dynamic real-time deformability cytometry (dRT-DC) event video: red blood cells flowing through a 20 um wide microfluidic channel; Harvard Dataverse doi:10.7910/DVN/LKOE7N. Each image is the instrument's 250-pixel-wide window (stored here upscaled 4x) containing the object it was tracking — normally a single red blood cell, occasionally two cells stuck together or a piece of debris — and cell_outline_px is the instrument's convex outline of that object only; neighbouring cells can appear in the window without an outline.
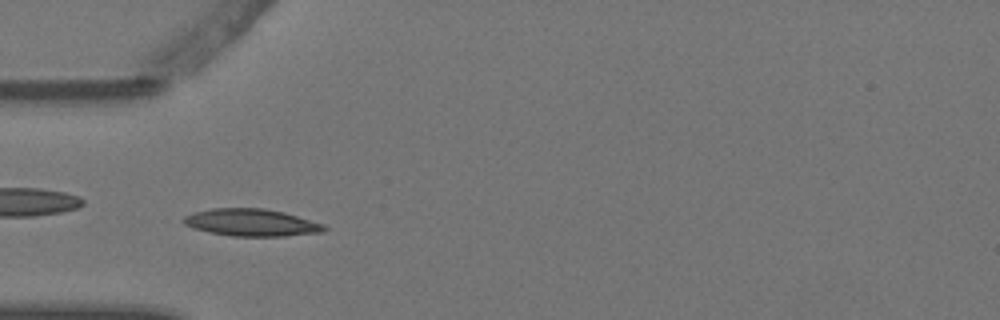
{"species": "Egyptian fruit bat (a non-hibernating species)", "species_latin": "Rousettus aegyptiacus", "temperature_condition": "warm", "stored_images_in_passage": 5, "camera_frame_rate_fps": 3000, "um_per_image_px": 0.085, "animal": {"sex": "female"}, "frame": {"image": 1, "passage_image": 4, "time_ms": 1.0, "image_size_px": [1000, 320], "cell_outline_px": [[328, 228], [324, 232], [284, 236], [232, 236], [208, 232], [184, 224], [180, 220], [184, 216], [192, 212], [212, 208], [264, 208], [284, 212], [324, 224]], "centroid_in_image_um": [21.36, 18.91], "position_along_channel_um": 63.6, "area_um2": 22.43}}
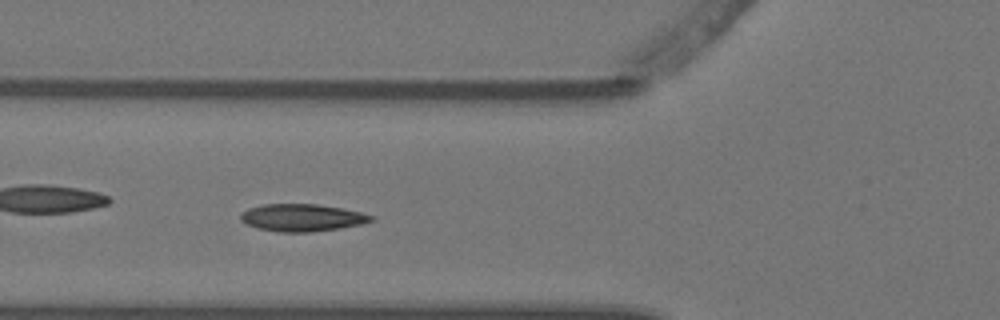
{"frame": {"image": 2, "passage_image": 5, "time_ms": 1.333, "image_size_px": [1000, 320], "cell_outline_px": [[376, 220], [360, 224], [340, 228], [312, 232], [280, 232], [260, 228], [248, 224], [240, 220], [240, 216], [248, 208], [264, 204], [316, 204], [340, 208], [360, 212], [376, 216]], "centroid_in_image_um": [25.72, 18.5], "position_along_channel_um": 100.1, "area_um2": 20.63}}